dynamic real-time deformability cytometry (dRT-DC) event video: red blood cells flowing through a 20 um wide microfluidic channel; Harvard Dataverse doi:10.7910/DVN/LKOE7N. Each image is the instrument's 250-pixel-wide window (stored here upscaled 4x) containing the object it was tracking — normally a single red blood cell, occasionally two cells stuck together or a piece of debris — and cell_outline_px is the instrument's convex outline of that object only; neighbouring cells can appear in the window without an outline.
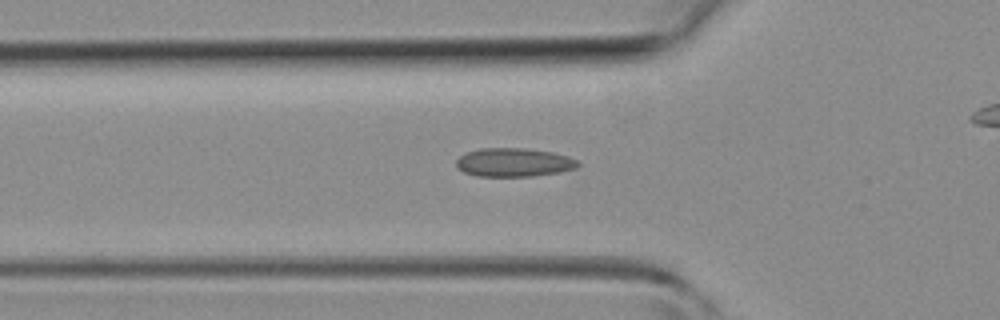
{"species": "common noctule bat (a hibernating species)", "species_latin": "Nyctalus noctula", "temperature_condition": "room temperature", "stored_images_in_passage": 30, "camera_frame_rate_fps": 3000, "um_per_image_px": 0.085, "animal": {"sex": "female", "body_mass_g": 19.3, "forearm_length_mm": 54.1}, "frame": {"image": 1, "passage_image": 9, "time_ms": 2.667, "image_size_px": [1000, 320], "cell_outline_px": [[580, 164], [576, 168], [560, 172], [532, 176], [476, 176], [464, 172], [456, 168], [456, 160], [460, 156], [468, 152], [480, 148], [524, 148], [552, 152], [568, 156], [576, 160]], "centroid_in_image_um": [43.66, 13.8], "position_along_channel_um": 82.1, "area_um2": 20.29}}
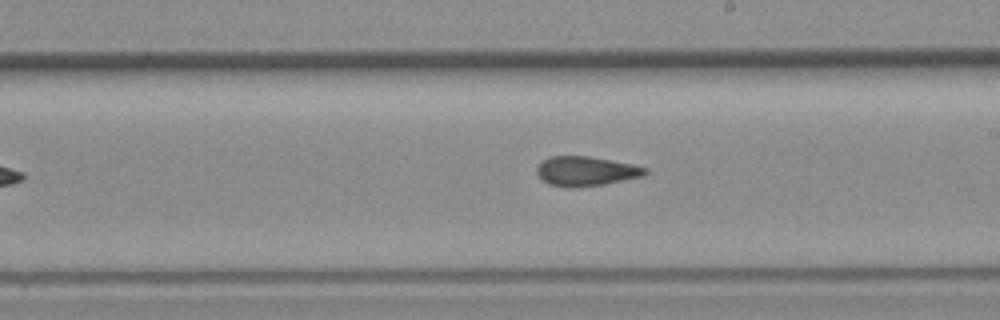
{"frame": {"image": 2, "passage_image": 19, "time_ms": 6.0, "image_size_px": [1000, 320], "cell_outline_px": [[648, 172], [644, 176], [604, 184], [576, 188], [568, 188], [548, 184], [536, 172], [536, 168], [544, 160], [552, 156], [588, 156], [632, 164], [648, 168]], "centroid_in_image_um": [49.83, 14.56], "position_along_channel_um": 239.2, "area_um2": 18.61}}
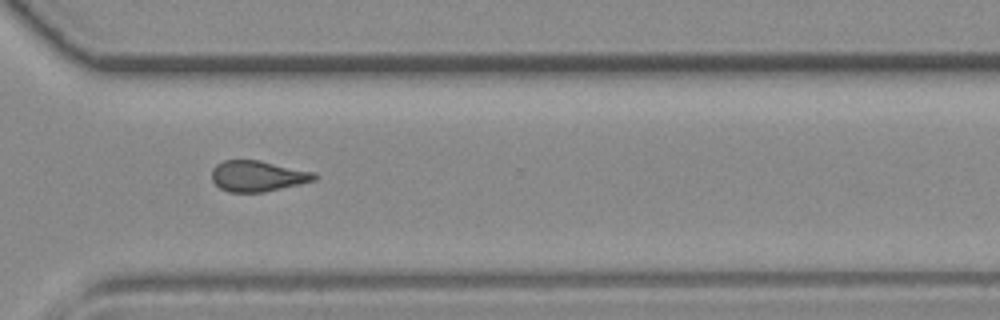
{"frame": {"image": 3, "passage_image": 26, "time_ms": 8.333, "image_size_px": [1000, 320], "cell_outline_px": [[320, 176], [316, 180], [300, 184], [264, 192], [228, 192], [220, 188], [212, 180], [212, 168], [216, 164], [224, 160], [260, 160], [316, 172]], "centroid_in_image_um": [21.94, 14.96], "position_along_channel_um": 348.7, "area_um2": 18.67}}